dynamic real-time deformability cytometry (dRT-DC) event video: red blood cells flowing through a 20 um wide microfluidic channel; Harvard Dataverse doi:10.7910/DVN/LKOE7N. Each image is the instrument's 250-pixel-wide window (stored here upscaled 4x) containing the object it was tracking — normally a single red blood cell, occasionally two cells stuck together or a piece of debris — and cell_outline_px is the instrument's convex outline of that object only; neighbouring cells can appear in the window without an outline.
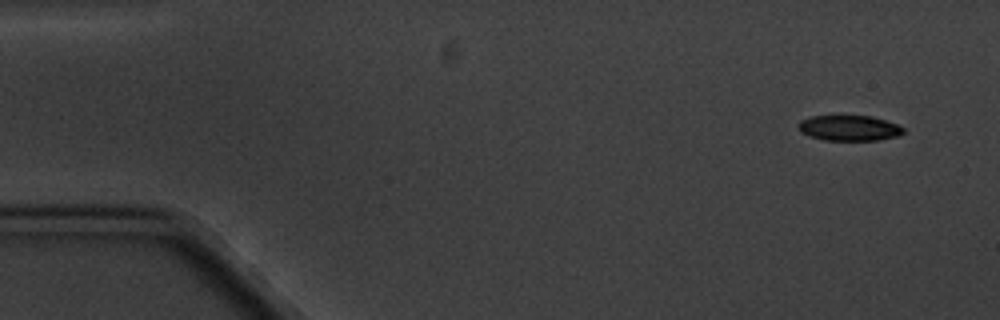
{"species": "common noctule bat (a hibernating species)", "species_latin": "Nyctalus noctula", "temperature_condition": "cold", "stored_images_in_passage": 5, "segment_of_instrument_passage": [1, 2], "camera_frame_rate_fps": 3000, "um_per_image_px": 0.085, "animal": {"sex": "male", "body_mass_g": 20.1, "forearm_length_mm": 53.5}, "frame": {"image": 1, "passage_image": 1, "time_ms": 0.0, "image_size_px": [1000, 320], "cell_outline_px": [[904, 132], [900, 136], [880, 140], [824, 140], [808, 136], [800, 132], [796, 124], [800, 120], [812, 116], [872, 116], [896, 124], [904, 128]], "centroid_in_image_um": [72.16, 10.89], "position_along_channel_um": 12.8, "area_um2": 15.72}}
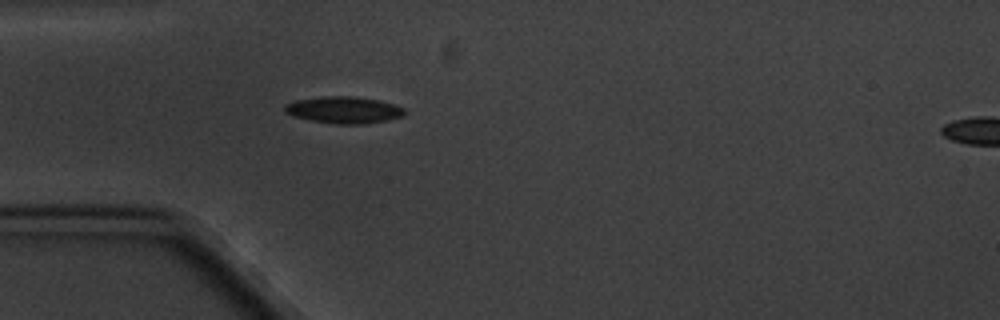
{"frame": {"image": 2, "passage_image": 4, "time_ms": 4.333, "image_size_px": [1000, 320], "cell_outline_px": [[404, 116], [388, 120], [364, 124], [336, 124], [312, 120], [292, 116], [284, 112], [284, 104], [296, 100], [324, 96], [356, 96], [380, 100], [404, 108]], "centroid_in_image_um": [29.21, 9.34], "position_along_channel_um": 55.8, "area_um2": 18.79}}